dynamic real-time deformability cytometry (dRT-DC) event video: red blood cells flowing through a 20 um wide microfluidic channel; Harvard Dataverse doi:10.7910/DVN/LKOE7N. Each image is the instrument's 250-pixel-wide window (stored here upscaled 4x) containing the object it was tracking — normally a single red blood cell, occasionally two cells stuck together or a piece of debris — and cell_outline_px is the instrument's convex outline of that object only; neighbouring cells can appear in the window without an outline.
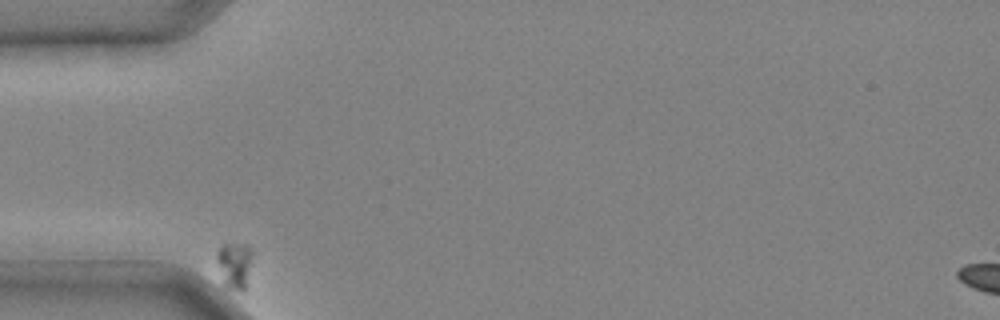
{"species": "common noctule bat (a hibernating species)", "species_latin": "Nyctalus noctula", "temperature_condition": "cold", "stored_images_in_passage": 2, "camera_frame_rate_fps": 3000, "um_per_image_px": 0.085, "animal": {"sex": "male", "body_mass_g": 20.4}, "frame": {"image": 1, "passage_image": 1, "time_ms": 0.0, "image_size_px": [1000, 320], "cell_outline_px": [[252, 256], [244, 292], [240, 292], [224, 288], [220, 284], [216, 260], [216, 256], [220, 244], [248, 244], [252, 248]], "centroid_in_image_um": [19.88, 22.58], "position_along_channel_um": 65.1, "area_um2": 10.23}}